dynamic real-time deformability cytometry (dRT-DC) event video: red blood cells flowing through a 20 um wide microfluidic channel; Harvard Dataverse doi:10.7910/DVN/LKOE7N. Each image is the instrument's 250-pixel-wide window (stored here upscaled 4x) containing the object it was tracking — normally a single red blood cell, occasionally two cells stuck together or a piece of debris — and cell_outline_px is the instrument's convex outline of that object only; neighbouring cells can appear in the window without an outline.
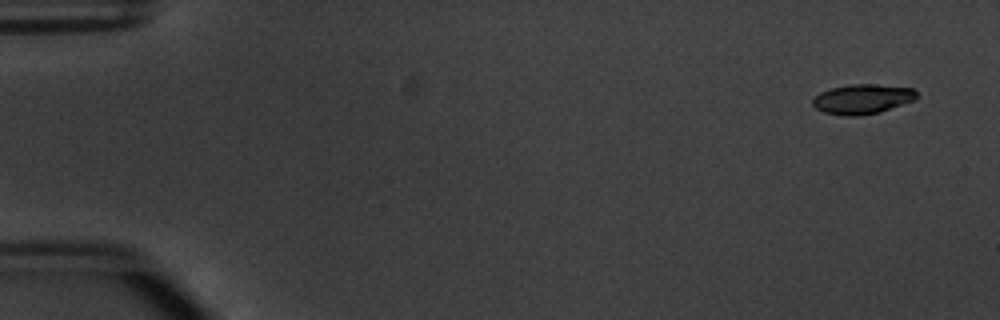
{"species": "common noctule bat (a hibernating species)", "species_latin": "Nyctalus noctula", "temperature_condition": "warm", "stored_images_in_passage": 15, "camera_frame_rate_fps": 3000, "um_per_image_px": 0.085, "animal": {"sex": "male", "body_mass_g": 20.1, "forearm_length_mm": 53.5}, "frame": {"image": 1, "passage_image": 1, "time_ms": 0.0, "image_size_px": [1000, 320], "cell_outline_px": [[916, 100], [880, 112], [856, 116], [848, 116], [824, 112], [816, 108], [812, 104], [812, 100], [820, 92], [832, 88], [848, 84], [876, 84], [912, 88], [916, 92]], "centroid_in_image_um": [73.31, 8.41], "position_along_channel_um": 11.7, "area_um2": 17.98}}
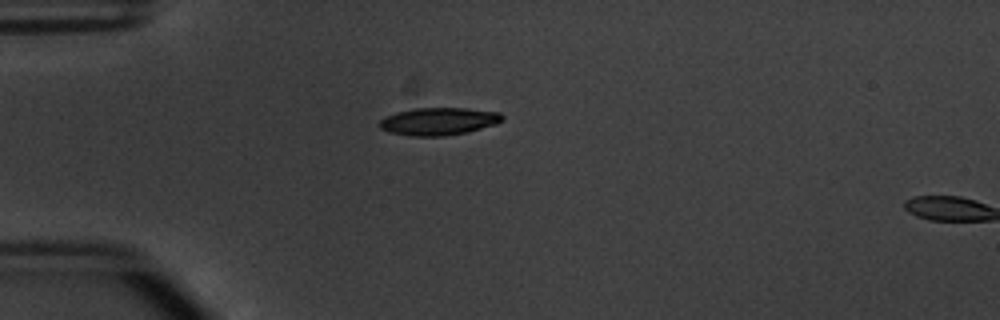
{"frame": {"image": 2, "passage_image": 13, "time_ms": 4.0, "image_size_px": [1000, 320], "cell_outline_px": [[504, 116], [496, 124], [468, 132], [444, 136], [412, 136], [388, 132], [380, 128], [376, 124], [384, 116], [396, 112], [412, 108], [468, 108], [500, 112]], "centroid_in_image_um": [37.24, 10.31], "position_along_channel_um": 47.8, "area_um2": 19.94}}